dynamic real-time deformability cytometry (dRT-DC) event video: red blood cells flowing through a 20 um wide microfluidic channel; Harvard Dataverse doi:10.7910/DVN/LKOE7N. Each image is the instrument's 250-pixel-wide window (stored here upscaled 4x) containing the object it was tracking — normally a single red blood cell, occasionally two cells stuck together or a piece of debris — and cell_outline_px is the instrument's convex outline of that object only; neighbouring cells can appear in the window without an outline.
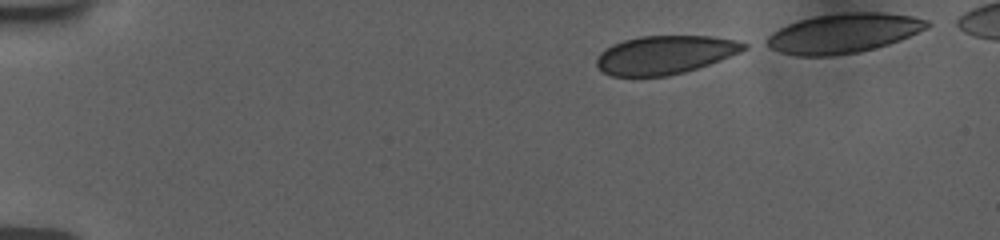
{"species": "human", "species_latin": "Homo sapiens", "temperature_condition": "room temperature", "stored_images_in_passage": 73, "camera_frame_rate_fps": 3000, "um_per_image_px": 0.085, "donor": {"sex": "female"}, "frame": {"image": 1, "passage_image": 1, "time_ms": 0.0, "image_size_px": [1000, 240], "cell_outline_px": [[748, 48], [740, 52], [720, 60], [684, 72], [668, 76], [612, 76], [604, 72], [596, 64], [596, 60], [600, 52], [604, 48], [612, 44], [624, 40], [640, 36], [712, 36], [736, 40], [748, 44]], "centroid_in_image_um": [56.51, 4.65], "position_along_channel_um": 28.5, "area_um2": 32.95}}
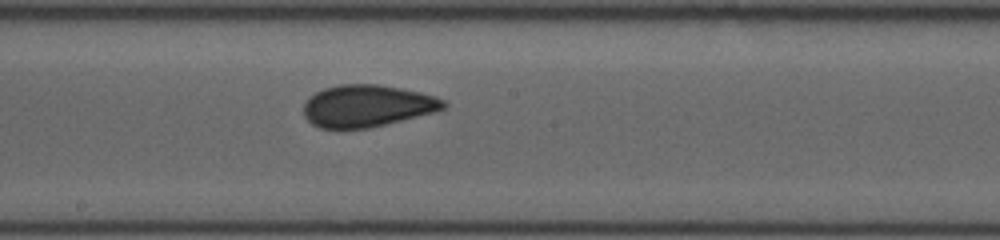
{"frame": {"image": 2, "passage_image": 41, "time_ms": 7.333, "image_size_px": [1000, 240], "cell_outline_px": [[448, 104], [444, 108], [436, 112], [368, 128], [320, 128], [312, 124], [304, 116], [304, 100], [308, 96], [324, 88], [340, 84], [376, 84], [400, 88], [420, 92], [436, 96], [444, 100]], "centroid_in_image_um": [31.2, 8.99], "position_along_channel_um": 217.0, "area_um2": 34.33}}
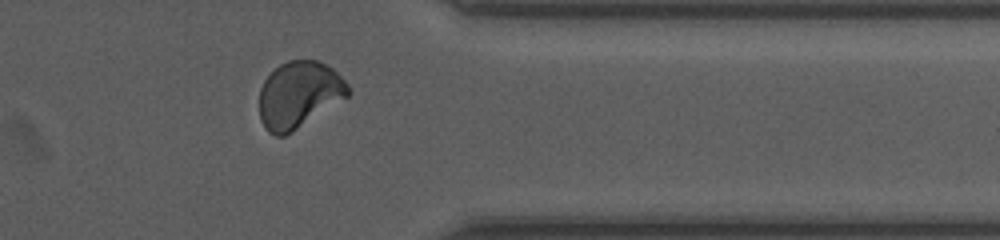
{"frame": {"image": 3, "passage_image": 65, "time_ms": 12.0, "image_size_px": [1000, 240], "cell_outline_px": [[352, 92], [348, 96], [292, 132], [284, 136], [276, 136], [268, 132], [260, 120], [260, 88], [264, 80], [280, 64], [288, 60], [320, 60], [332, 68], [348, 84]], "centroid_in_image_um": [25.41, 8.05], "position_along_channel_um": 386.0, "area_um2": 34.39}}